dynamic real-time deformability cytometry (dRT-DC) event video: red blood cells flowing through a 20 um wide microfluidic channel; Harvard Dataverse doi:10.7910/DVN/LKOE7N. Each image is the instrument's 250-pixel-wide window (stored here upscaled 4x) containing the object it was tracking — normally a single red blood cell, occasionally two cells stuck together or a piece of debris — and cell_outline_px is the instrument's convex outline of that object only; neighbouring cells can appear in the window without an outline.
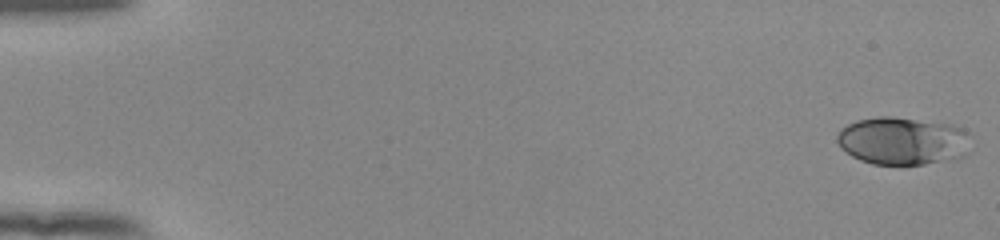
{"species": "human", "species_latin": "Homo sapiens", "temperature_condition": "room temperature", "stored_images_in_passage": 20, "camera_frame_rate_fps": 3000, "um_per_image_px": 0.085, "donor": {"sex": "female"}, "frame": {"image": 1, "passage_image": 1, "time_ms": 0.0, "image_size_px": [1000, 240], "cell_outline_px": [[964, 156], [924, 164], [900, 168], [872, 164], [860, 160], [852, 156], [840, 148], [836, 140], [836, 136], [840, 128], [856, 120], [880, 116], [892, 116], [952, 124], [964, 128]], "centroid_in_image_um": [76.59, 12.0], "position_along_channel_um": 8.4, "area_um2": 37.51}}
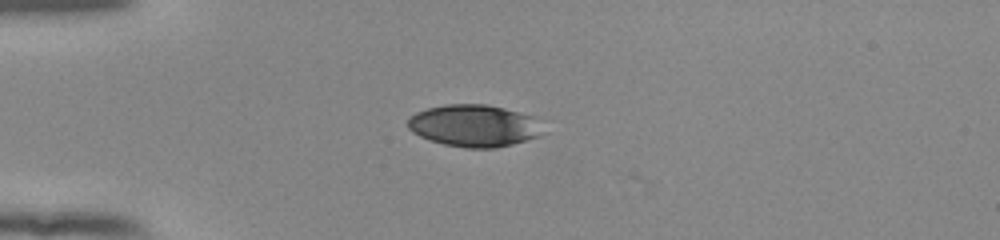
{"frame": {"image": 2, "passage_image": 15, "time_ms": 4.667, "image_size_px": [1000, 240], "cell_outline_px": [[548, 132], [540, 136], [512, 144], [496, 148], [468, 148], [444, 144], [420, 136], [412, 132], [408, 128], [408, 120], [416, 112], [428, 108], [444, 104], [488, 104], [504, 108], [532, 116]], "centroid_in_image_um": [40.34, 10.68], "position_along_channel_um": 44.7, "area_um2": 33.18}}